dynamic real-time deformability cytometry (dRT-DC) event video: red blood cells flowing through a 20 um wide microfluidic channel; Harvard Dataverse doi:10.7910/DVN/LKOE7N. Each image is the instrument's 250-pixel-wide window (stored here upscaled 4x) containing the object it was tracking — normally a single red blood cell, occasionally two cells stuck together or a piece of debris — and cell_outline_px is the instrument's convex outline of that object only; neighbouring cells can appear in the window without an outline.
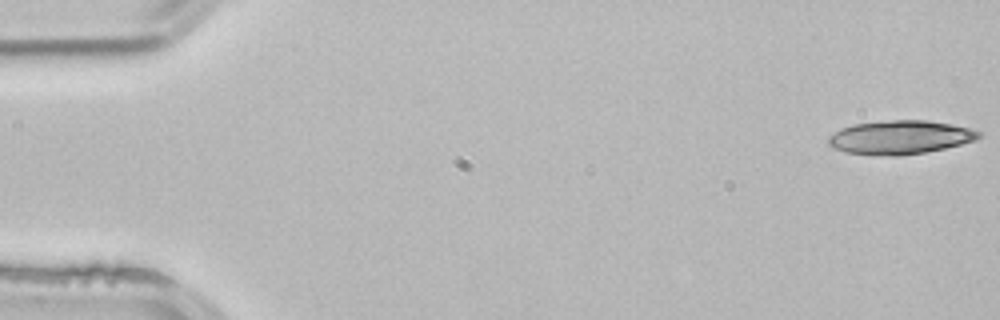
{"species": "common noctule bat (a hibernating species)", "species_latin": "Nyctalus noctula", "temperature_condition": "room temperature", "stored_images_in_passage": 16, "camera_frame_rate_fps": 3000, "um_per_image_px": 0.085, "animal": {"sex": "male", "body_mass_g": 21.5, "forearm_length_mm": 52.0}, "frame": {"image": 1, "passage_image": 1, "time_ms": 0.0, "image_size_px": [1000, 320], "cell_outline_px": [[984, 132], [976, 140], [944, 148], [924, 152], [900, 156], [892, 156], [848, 152], [836, 148], [828, 144], [828, 136], [840, 128], [856, 124], [892, 120], [924, 120], [952, 124]], "centroid_in_image_um": [76.53, 11.66], "position_along_channel_um": 8.5, "area_um2": 29.19}}
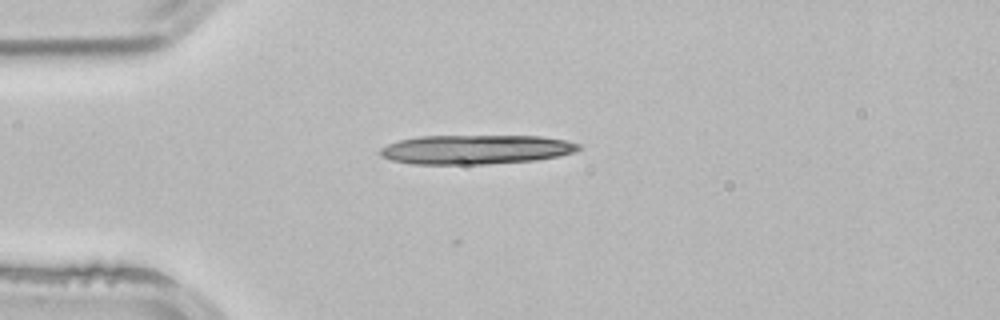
{"frame": {"image": 2, "passage_image": 13, "time_ms": 4.0, "image_size_px": [1000, 320], "cell_outline_px": [[580, 148], [576, 152], [536, 160], [484, 164], [412, 164], [392, 160], [380, 156], [380, 148], [388, 144], [400, 140], [420, 136], [540, 136], [568, 140], [580, 144]], "centroid_in_image_um": [40.45, 12.7], "position_along_channel_um": 44.5, "area_um2": 33.87}}